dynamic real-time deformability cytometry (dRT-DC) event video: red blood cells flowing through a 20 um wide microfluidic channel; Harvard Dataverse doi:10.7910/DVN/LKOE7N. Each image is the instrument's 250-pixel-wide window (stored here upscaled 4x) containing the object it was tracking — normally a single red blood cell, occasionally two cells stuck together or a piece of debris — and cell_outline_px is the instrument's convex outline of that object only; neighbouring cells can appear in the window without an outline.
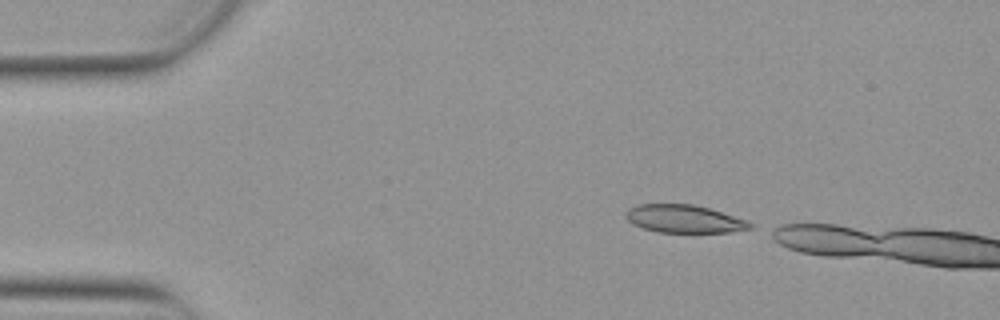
{"species": "Egyptian fruit bat (a non-hibernating species)", "species_latin": "Rousettus aegyptiacus", "temperature_condition": "warm", "stored_images_in_passage": 4, "camera_frame_rate_fps": 3000, "um_per_image_px": 0.085, "animal": {"sex": "female"}, "frame": {"image": 1, "passage_image": 1, "time_ms": 0.0, "image_size_px": [1000, 320], "cell_outline_px": [[756, 228], [728, 232], [656, 232], [632, 224], [624, 216], [624, 212], [628, 208], [640, 204], [692, 204], [708, 208], [748, 220], [756, 224]], "centroid_in_image_um": [58.18, 18.61], "position_along_channel_um": 26.8, "area_um2": 20.4}}